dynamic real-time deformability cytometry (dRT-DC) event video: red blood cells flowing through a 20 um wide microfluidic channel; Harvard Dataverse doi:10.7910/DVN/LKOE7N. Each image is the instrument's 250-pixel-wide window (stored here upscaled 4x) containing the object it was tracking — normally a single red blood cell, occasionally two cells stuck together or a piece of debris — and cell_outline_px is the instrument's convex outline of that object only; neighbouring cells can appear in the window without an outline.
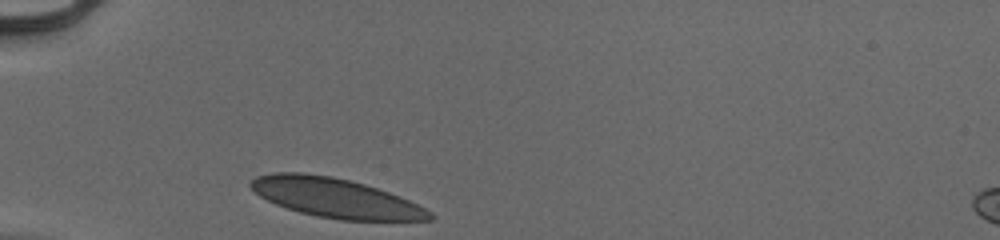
{"species": "human", "species_latin": "Homo sapiens", "temperature_condition": "cold", "stored_images_in_passage": 28, "camera_frame_rate_fps": 3000, "um_per_image_px": 0.085, "donor": {"sex": "male"}, "frame": {"image": 1, "passage_image": 1, "time_ms": 0.0, "image_size_px": [1000, 240], "cell_outline_px": [[436, 216], [432, 220], [340, 220], [316, 216], [300, 212], [276, 204], [260, 196], [248, 184], [256, 176], [276, 172], [300, 172], [332, 176], [364, 184], [400, 196], [432, 212]], "centroid_in_image_um": [28.52, 16.82], "position_along_channel_um": 56.5, "area_um2": 40.75}}
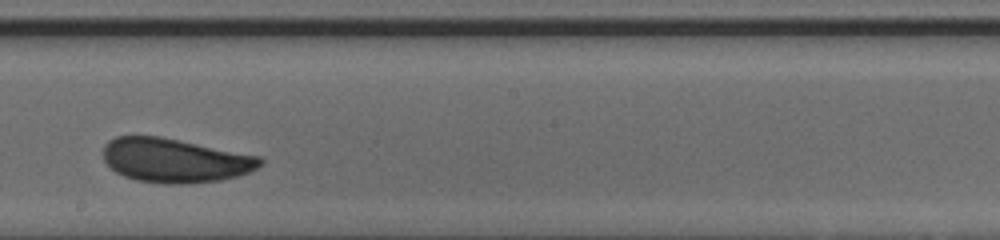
{"frame": {"image": 2, "passage_image": 16, "time_ms": 5.0, "image_size_px": [1000, 240], "cell_outline_px": [[264, 160], [256, 168], [248, 172], [236, 176], [220, 180], [192, 184], [164, 184], [136, 180], [124, 176], [116, 172], [104, 160], [104, 144], [108, 140], [116, 136], [160, 136], [260, 156]], "centroid_in_image_um": [14.85, 13.63], "position_along_channel_um": 233.3, "area_um2": 40.34}}
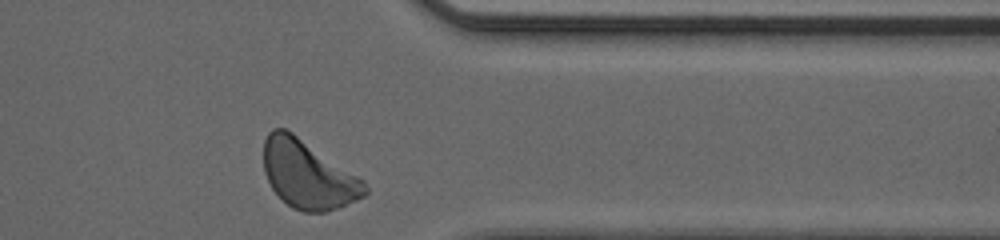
{"frame": {"image": 3, "passage_image": 28, "time_ms": 9.0, "image_size_px": [1000, 240], "cell_outline_px": [[368, 192], [364, 196], [340, 208], [324, 212], [304, 212], [292, 208], [272, 188], [264, 172], [264, 140], [268, 132], [272, 128], [284, 128], [292, 132], [364, 180], [368, 188]], "centroid_in_image_um": [26.18, 14.84], "position_along_channel_um": 385.2, "area_um2": 40.0}, "authors_computed_cell_mechanics": {"area_um2": 39.8531, "velocity_mm_per_s": 3.8948, "shape_relaxation_time_tau1_ms": 2.8258, "shape_relaxation_time_tau2_ms": null, "deformation_change_tau1": 0.0824, "deformation_change_tau2": null}}